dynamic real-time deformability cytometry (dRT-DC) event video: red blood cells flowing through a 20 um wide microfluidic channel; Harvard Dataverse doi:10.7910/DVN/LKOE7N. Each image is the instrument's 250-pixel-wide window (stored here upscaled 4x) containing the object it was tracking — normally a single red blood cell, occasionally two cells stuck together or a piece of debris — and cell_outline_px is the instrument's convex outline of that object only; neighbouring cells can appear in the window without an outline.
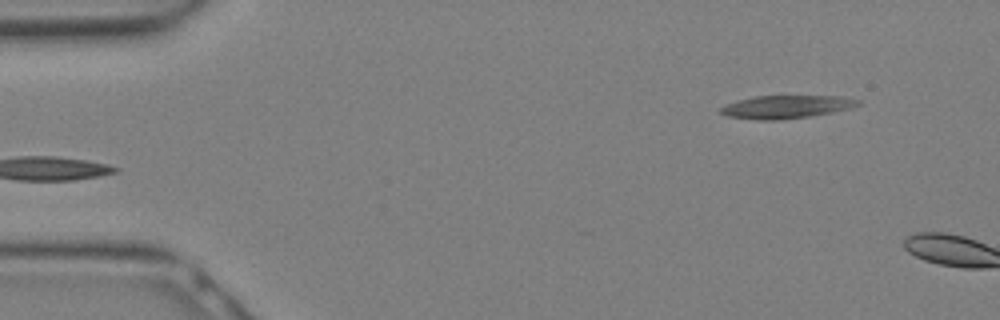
{"species": "Egyptian fruit bat (a non-hibernating species)", "species_latin": "Rousettus aegyptiacus", "temperature_condition": "warm", "stored_images_in_passage": 2, "camera_frame_rate_fps": 3000, "um_per_image_px": 0.085, "animal": {"sex": "female"}, "frame": {"image": 1, "passage_image": 1, "time_ms": 0.0, "image_size_px": [1000, 320], "cell_outline_px": [[860, 104], [852, 108], [832, 112], [808, 116], [780, 120], [760, 120], [728, 116], [720, 112], [720, 108], [724, 104], [756, 96], [844, 96], [860, 100]], "centroid_in_image_um": [66.86, 9.08], "position_along_channel_um": 18.1, "area_um2": 18.32}}